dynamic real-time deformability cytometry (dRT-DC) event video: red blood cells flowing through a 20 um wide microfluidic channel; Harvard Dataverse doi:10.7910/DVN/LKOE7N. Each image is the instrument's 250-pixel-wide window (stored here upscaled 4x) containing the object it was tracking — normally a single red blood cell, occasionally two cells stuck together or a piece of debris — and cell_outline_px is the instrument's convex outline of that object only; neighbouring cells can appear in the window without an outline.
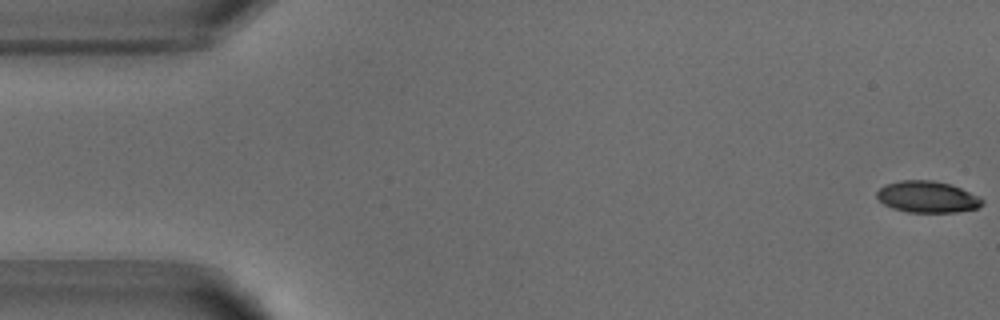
{"species": "common noctule bat (a hibernating species)", "species_latin": "Nyctalus noctula", "temperature_condition": "warm", "stored_images_in_passage": 48, "camera_frame_rate_fps": 3000, "um_per_image_px": 0.085, "animal": {"sex": "male", "body_mass_g": 18.8}, "frame": {"image": 1, "passage_image": 1, "time_ms": 0.0, "image_size_px": [1000, 320], "cell_outline_px": [[984, 204], [976, 208], [956, 212], [908, 212], [892, 208], [884, 204], [876, 196], [876, 192], [884, 184], [900, 180], [932, 180], [952, 184], [980, 196], [984, 200]], "centroid_in_image_um": [78.84, 16.72], "position_along_channel_um": 6.2, "area_um2": 19.54}}
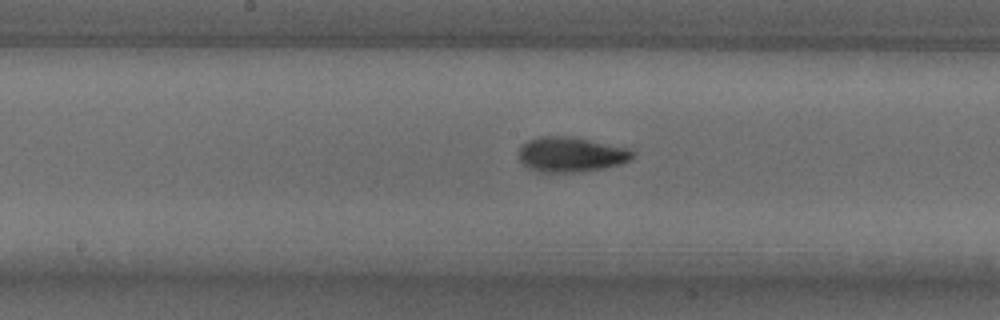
{"frame": {"image": 2, "passage_image": 26, "time_ms": 8.333, "image_size_px": [1000, 320], "cell_outline_px": [[636, 152], [632, 160], [620, 164], [600, 168], [576, 172], [536, 172], [528, 168], [520, 160], [520, 148], [528, 140], [540, 136], [568, 136], [628, 148]], "centroid_in_image_um": [48.54, 13.13], "position_along_channel_um": 199.7, "area_um2": 23.0}}
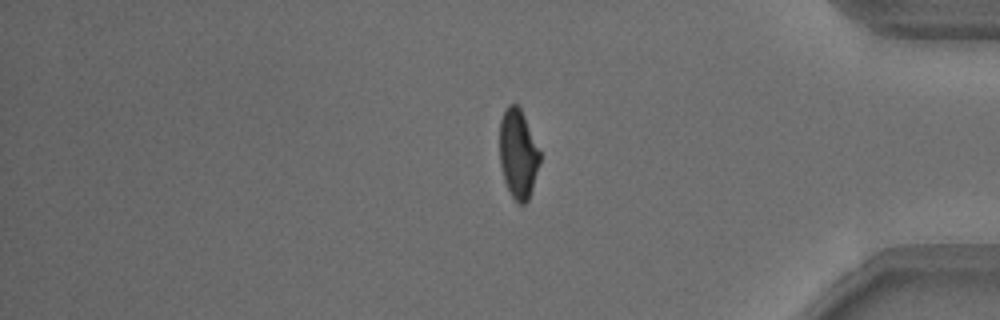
{"frame": {"image": 3, "passage_image": 43, "time_ms": 14.0, "image_size_px": [1000, 320], "cell_outline_px": [[540, 160], [532, 188], [528, 200], [524, 204], [520, 204], [512, 196], [504, 180], [500, 164], [500, 120], [508, 104], [516, 104], [520, 108], [524, 116], [540, 152]], "centroid_in_image_um": [44.03, 13.07], "position_along_channel_um": 391.2, "area_um2": 20.52}, "authors_computed_cell_mechanics": {"area_um2": 21.5016, "velocity_mm_per_s": 3.8779, "shape_relaxation_time_tau1_ms": 3.8053, "shape_relaxation_time_tau2_ms": 2.302, "deformation_change_tau1": 0.1629, "deformation_change_tau2": 0.0819}}